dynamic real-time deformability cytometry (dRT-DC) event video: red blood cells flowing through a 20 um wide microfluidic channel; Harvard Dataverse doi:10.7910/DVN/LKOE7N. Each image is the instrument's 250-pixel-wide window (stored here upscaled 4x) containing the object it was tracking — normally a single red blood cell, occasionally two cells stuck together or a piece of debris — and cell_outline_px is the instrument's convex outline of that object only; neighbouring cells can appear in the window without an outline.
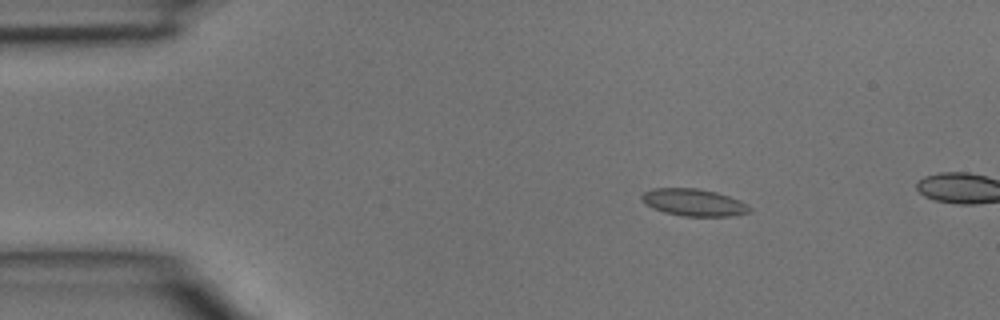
{"species": "common noctule bat (a hibernating species)", "species_latin": "Nyctalus noctula", "temperature_condition": "room temperature", "stored_images_in_passage": 3, "camera_frame_rate_fps": 3000, "um_per_image_px": 0.085, "animal": {"sex": "male", "body_mass_g": 15.6}, "frame": {"image": 1, "passage_image": 2, "time_ms": 0.333, "image_size_px": [1000, 320], "cell_outline_px": [[752, 208], [748, 212], [732, 216], [684, 216], [664, 212], [652, 208], [640, 196], [644, 192], [652, 188], [696, 188], [716, 192], [740, 200], [748, 204]], "centroid_in_image_um": [58.99, 17.2], "position_along_channel_um": 26.0, "area_um2": 16.94}}